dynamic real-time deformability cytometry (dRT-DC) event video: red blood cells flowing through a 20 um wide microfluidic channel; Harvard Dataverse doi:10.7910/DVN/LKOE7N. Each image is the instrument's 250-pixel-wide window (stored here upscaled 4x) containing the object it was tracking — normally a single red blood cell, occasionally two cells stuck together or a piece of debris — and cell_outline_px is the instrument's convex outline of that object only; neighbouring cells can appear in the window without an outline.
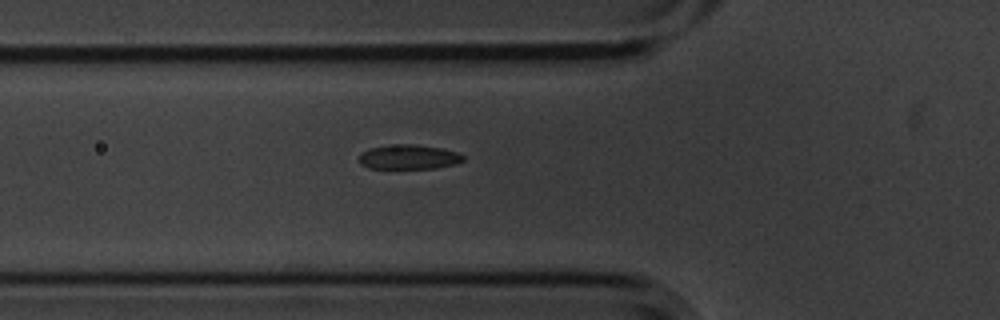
{"species": "common noctule bat (a hibernating species)", "species_latin": "Nyctalus noctula", "temperature_condition": "cold", "stored_images_in_passage": 6, "camera_frame_rate_fps": 3000, "um_per_image_px": 0.085, "animal": {"sex": "male", "body_mass_g": 20.1, "forearm_length_mm": 53.5}, "frame": {"image": 1, "passage_image": 6, "time_ms": 1.667, "image_size_px": [1000, 320], "cell_outline_px": [[464, 160], [456, 164], [436, 168], [368, 168], [360, 164], [360, 152], [368, 148], [388, 144], [416, 144], [440, 148], [456, 152], [464, 156]], "centroid_in_image_um": [34.71, 13.33], "position_along_channel_um": 91.1, "area_um2": 15.03}}